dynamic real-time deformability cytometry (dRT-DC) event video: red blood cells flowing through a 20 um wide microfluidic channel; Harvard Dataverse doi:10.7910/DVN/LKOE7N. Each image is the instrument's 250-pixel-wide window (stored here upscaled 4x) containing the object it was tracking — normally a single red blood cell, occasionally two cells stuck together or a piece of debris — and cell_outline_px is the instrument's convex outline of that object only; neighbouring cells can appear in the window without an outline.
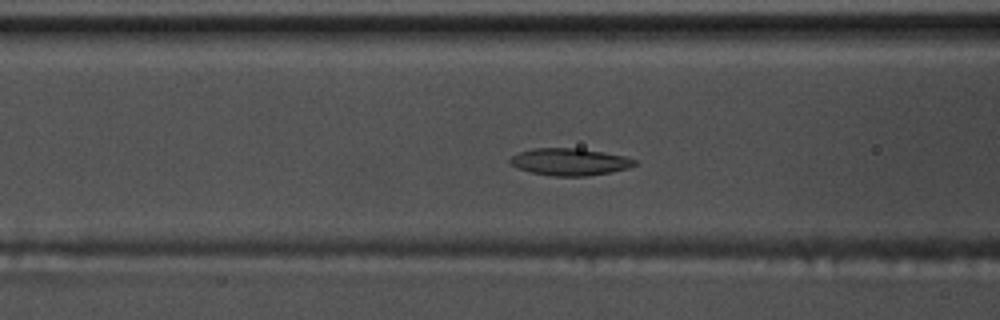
{"species": "common noctule bat (a hibernating species)", "species_latin": "Nyctalus noctula", "temperature_condition": "warm", "stored_images_in_passage": 48, "camera_frame_rate_fps": 3000, "um_per_image_px": 0.085, "animal": {"sex": "male", "body_mass_g": 17.5, "forearm_length_mm": 52.3}, "frame": {"image": 1, "passage_image": 14, "time_ms": 4.333, "image_size_px": [1000, 320], "cell_outline_px": [[636, 164], [628, 168], [612, 172], [584, 176], [552, 176], [532, 172], [516, 168], [508, 164], [508, 160], [512, 156], [520, 152], [532, 148], [580, 148], [604, 152], [624, 156], [636, 160]], "centroid_in_image_um": [48.39, 13.75], "position_along_channel_um": 118.2, "area_um2": 19.77}}
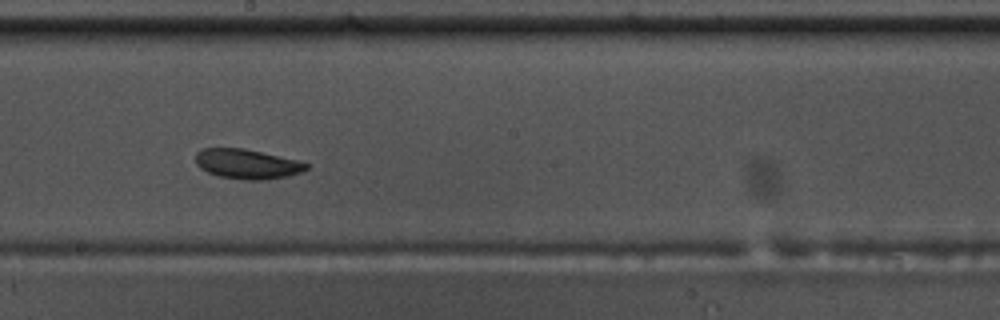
{"frame": {"image": 2, "passage_image": 23, "time_ms": 7.333, "image_size_px": [1000, 320], "cell_outline_px": [[308, 168], [300, 172], [288, 176], [260, 180], [240, 180], [220, 176], [208, 172], [200, 168], [196, 164], [196, 152], [204, 148], [244, 148], [296, 160], [308, 164]], "centroid_in_image_um": [20.97, 13.94], "position_along_channel_um": 227.2, "area_um2": 19.02}}
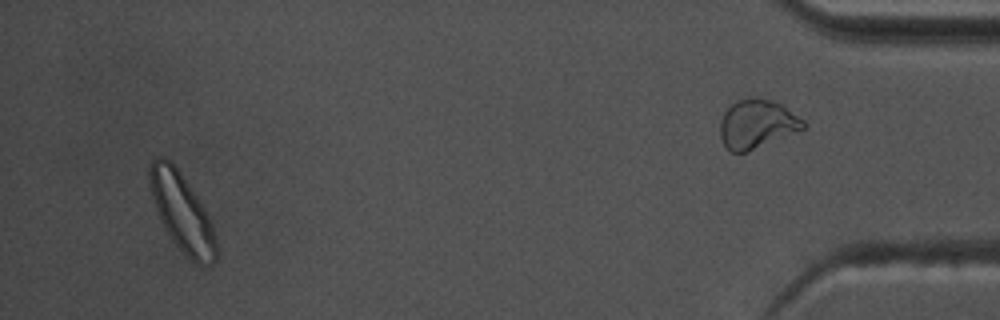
{"frame": {"image": 3, "passage_image": 45, "time_ms": 14.667, "image_size_px": [1000, 320], "cell_outline_px": [[220, 252], [216, 260], [212, 264], [196, 264], [172, 240], [164, 228], [160, 220], [152, 196], [148, 180], [148, 168], [152, 160], [156, 156], [164, 156], [172, 160], [204, 208], [212, 224]], "centroid_in_image_um": [15.47, 18.03], "position_along_channel_um": 419.7, "area_um2": 30.4}, "authors_computed_cell_mechanics": {"area_um2": 20.2589, "velocity_mm_per_s": 3.6549, "shape_relaxation_time_tau1_ms": 2.5, "shape_relaxation_time_tau2_ms": 4.9803, "deformation_change_tau1": 0.06, "deformation_change_tau2": 0.0983}}